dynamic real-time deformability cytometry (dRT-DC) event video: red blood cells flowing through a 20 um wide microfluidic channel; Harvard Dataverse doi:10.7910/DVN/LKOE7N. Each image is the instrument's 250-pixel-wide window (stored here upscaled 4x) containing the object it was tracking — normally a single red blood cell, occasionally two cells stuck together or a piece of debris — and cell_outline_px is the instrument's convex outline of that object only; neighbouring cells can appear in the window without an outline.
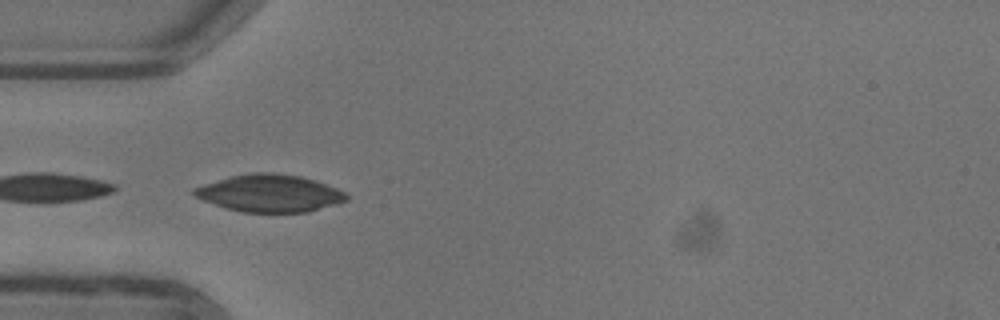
{"species": "common noctule bat (a hibernating species)", "species_latin": "Nyctalus noctula", "temperature_condition": "warm", "stored_images_in_passage": 6, "camera_frame_rate_fps": 3000, "um_per_image_px": 0.085, "animal": {"sex": "female"}, "frame": {"image": 1, "passage_image": 1, "time_ms": 0.0, "image_size_px": [1000, 320], "cell_outline_px": [[348, 200], [336, 204], [308, 212], [240, 212], [224, 208], [204, 200], [196, 196], [192, 192], [192, 188], [232, 176], [252, 172], [272, 172], [304, 176], [316, 180], [336, 188], [344, 192], [348, 196]], "centroid_in_image_um": [22.95, 16.42], "position_along_channel_um": 62.1, "area_um2": 33.12}}
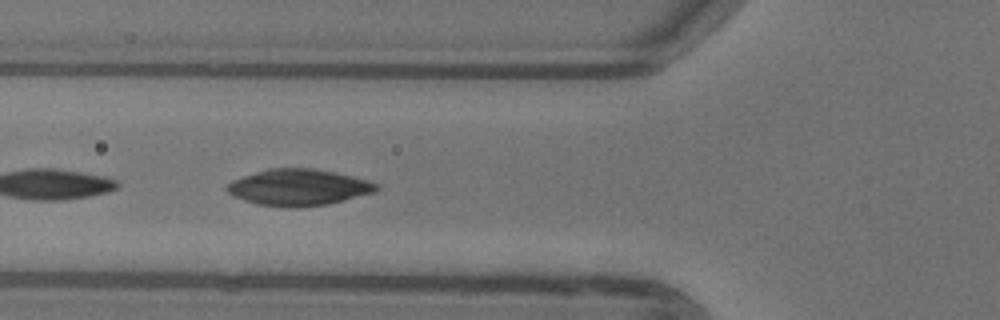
{"frame": {"image": 2, "passage_image": 4, "time_ms": 1.0, "image_size_px": [1000, 320], "cell_outline_px": [[380, 188], [376, 192], [328, 204], [296, 208], [288, 208], [256, 204], [232, 196], [224, 188], [232, 180], [268, 168], [312, 168], [352, 176], [368, 180], [376, 184]], "centroid_in_image_um": [25.36, 15.94], "position_along_channel_um": 100.4, "area_um2": 31.73}}